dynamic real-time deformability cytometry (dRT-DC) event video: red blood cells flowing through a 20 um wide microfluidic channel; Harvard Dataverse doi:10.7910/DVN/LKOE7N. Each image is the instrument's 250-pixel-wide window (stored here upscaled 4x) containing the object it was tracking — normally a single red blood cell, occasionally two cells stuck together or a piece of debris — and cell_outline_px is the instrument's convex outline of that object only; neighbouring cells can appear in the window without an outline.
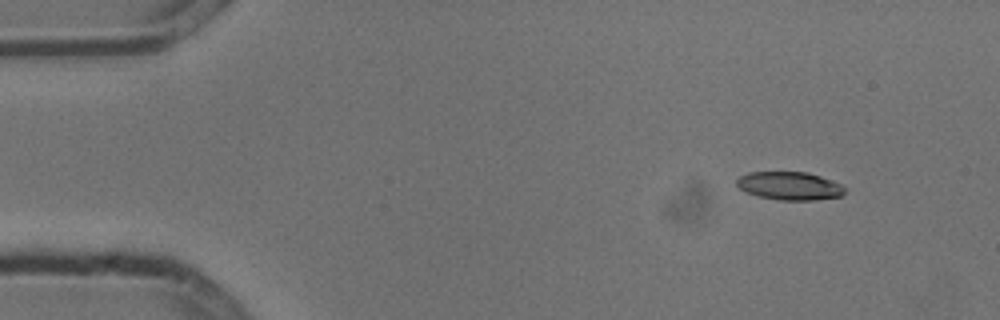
{"species": "common noctule bat (a hibernating species)", "species_latin": "Nyctalus noctula", "temperature_condition": "cold", "stored_images_in_passage": 5, "segment_of_instrument_passage": [1, 2], "camera_frame_rate_fps": 3000, "um_per_image_px": 0.085, "animal": {"sex": "male", "body_mass_g": 13.3}, "frame": {"image": 1, "passage_image": 1, "time_ms": 0.0, "image_size_px": [1000, 320], "cell_outline_px": [[844, 192], [840, 196], [816, 200], [780, 200], [760, 196], [748, 192], [740, 188], [736, 184], [736, 180], [740, 176], [748, 172], [808, 172], [820, 176], [840, 184], [844, 188]], "centroid_in_image_um": [67.11, 15.79], "position_along_channel_um": 17.9, "area_um2": 17.51}}